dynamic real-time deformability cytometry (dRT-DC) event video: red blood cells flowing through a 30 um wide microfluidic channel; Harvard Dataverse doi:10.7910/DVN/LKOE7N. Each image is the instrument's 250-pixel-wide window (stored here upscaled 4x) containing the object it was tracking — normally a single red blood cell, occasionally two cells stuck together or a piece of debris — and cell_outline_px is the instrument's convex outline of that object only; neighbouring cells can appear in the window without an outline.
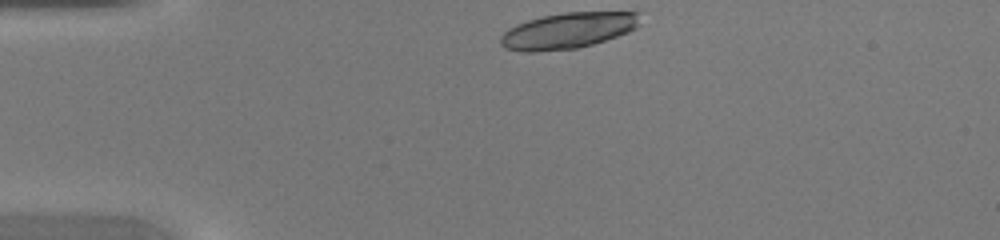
{"species": "common noctule bat (a hibernating species)", "species_latin": "Nyctalus noctula", "temperature_condition": "warm", "stored_images_in_passage": 36, "camera_frame_rate_fps": 3000, "um_per_image_px": 0.085, "animal": {"sex": "female", "body_mass_g": 20.0, "forearm_length_mm": 54.0}, "frame": {"image": 1, "passage_image": 1, "time_ms": 0.0, "image_size_px": [1000, 240], "cell_outline_px": [[640, 24], [636, 28], [628, 32], [592, 44], [576, 48], [536, 52], [524, 52], [504, 48], [500, 44], [500, 36], [508, 28], [516, 24], [528, 20], [544, 16], [564, 12], [640, 12]], "centroid_in_image_um": [48.26, 2.6], "position_along_channel_um": 36.7, "area_um2": 29.25}}